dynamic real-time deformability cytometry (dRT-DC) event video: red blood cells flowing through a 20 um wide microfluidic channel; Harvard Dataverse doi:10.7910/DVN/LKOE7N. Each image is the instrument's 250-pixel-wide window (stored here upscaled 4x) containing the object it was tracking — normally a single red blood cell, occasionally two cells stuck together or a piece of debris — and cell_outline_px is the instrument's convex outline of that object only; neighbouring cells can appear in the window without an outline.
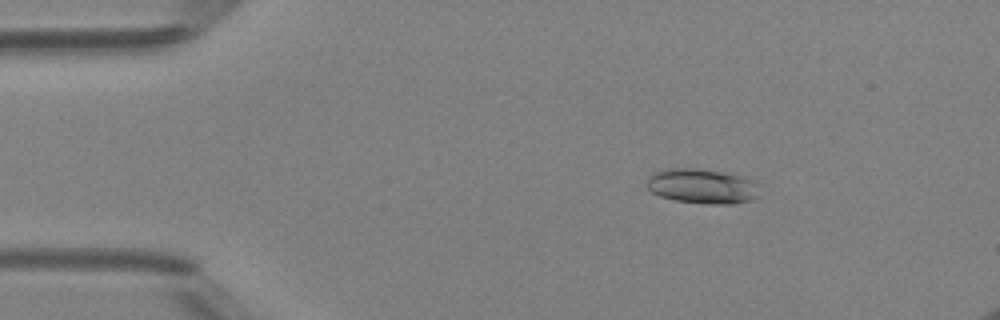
{"species": "Egyptian fruit bat (a non-hibernating species)", "species_latin": "Rousettus aegyptiacus", "temperature_condition": "room temperature", "stored_images_in_passage": 49, "camera_frame_rate_fps": 3000, "um_per_image_px": 0.085, "animal": {"sex": "female"}, "frame": {"image": 1, "passage_image": 8, "time_ms": 2.333, "image_size_px": [1000, 320], "cell_outline_px": [[760, 196], [752, 200], [732, 204], [704, 204], [676, 200], [660, 196], [652, 192], [648, 188], [648, 180], [656, 172], [668, 168], [692, 168], [720, 172], [744, 176], [756, 180]], "centroid_in_image_um": [59.77, 15.84], "position_along_channel_um": 25.2, "area_um2": 22.89}}
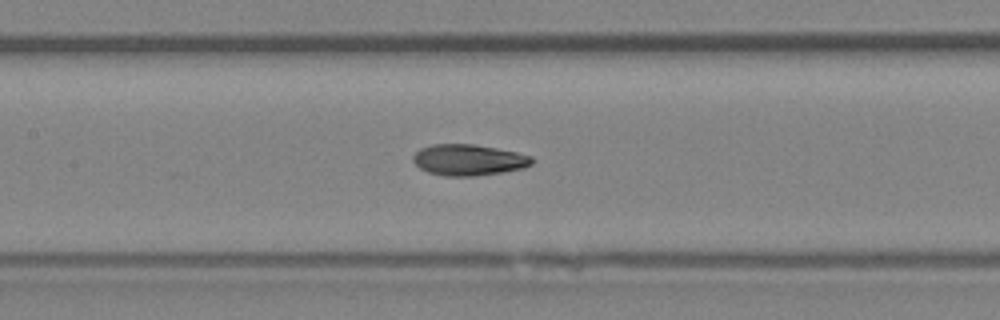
{"frame": {"image": 2, "passage_image": 23, "time_ms": 7.333, "image_size_px": [1000, 320], "cell_outline_px": [[536, 160], [532, 164], [524, 168], [504, 172], [476, 176], [444, 176], [428, 172], [420, 168], [412, 160], [412, 156], [420, 148], [432, 144], [472, 144], [496, 148], [516, 152], [532, 156]], "centroid_in_image_um": [39.85, 13.6], "position_along_channel_um": 167.6, "area_um2": 21.73}}
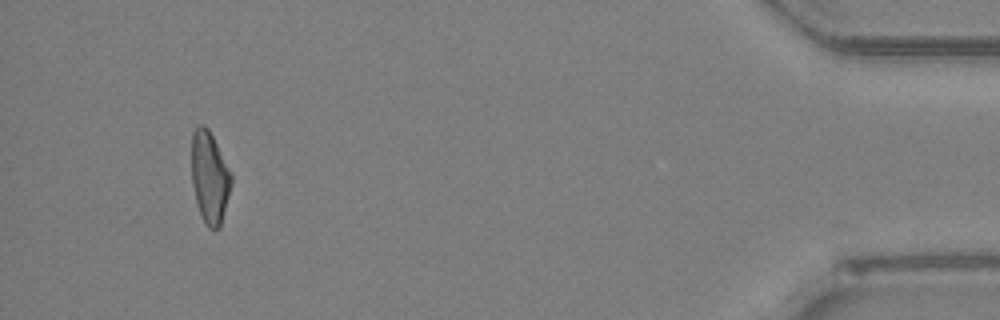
{"frame": {"image": 3, "passage_image": 46, "time_ms": 15.0, "image_size_px": [1000, 320], "cell_outline_px": [[232, 184], [220, 228], [208, 228], [204, 224], [200, 216], [192, 184], [192, 132], [200, 124], [204, 124], [208, 128], [232, 172]], "centroid_in_image_um": [17.83, 15.09], "position_along_channel_um": 417.4, "area_um2": 21.44}, "authors_computed_cell_mechanics": {"area_um2": 21.4438, "velocity_mm_per_s": 4.2203, "shape_relaxation_time_tau1_ms": 6.1528, "shape_relaxation_time_tau2_ms": 2.2959, "deformation_change_tau1": 0.1767, "deformation_change_tau2": 0.09}}